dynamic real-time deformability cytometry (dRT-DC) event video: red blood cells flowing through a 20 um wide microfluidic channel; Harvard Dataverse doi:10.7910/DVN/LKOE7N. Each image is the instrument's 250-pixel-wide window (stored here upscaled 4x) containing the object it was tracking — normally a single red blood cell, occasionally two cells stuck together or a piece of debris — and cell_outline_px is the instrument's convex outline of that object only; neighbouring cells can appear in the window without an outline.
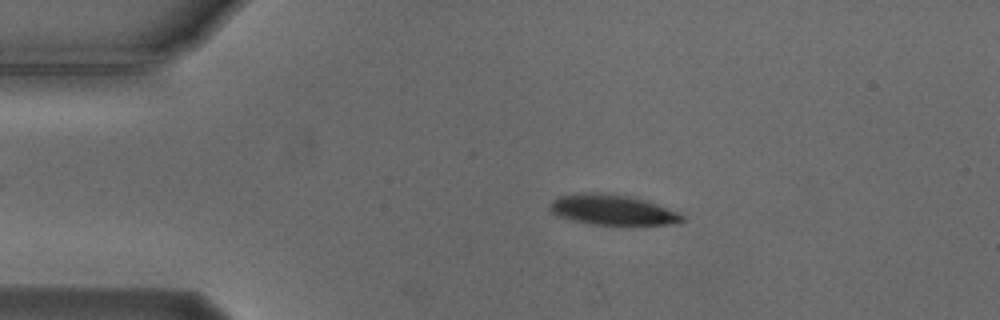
{"species": "Egyptian fruit bat (a non-hibernating species)", "species_latin": "Rousettus aegyptiacus", "temperature_condition": "cold", "stored_images_in_passage": 54, "camera_frame_rate_fps": 3000, "um_per_image_px": 0.085, "animal": {"sex": "male"}, "frame": {"image": 1, "passage_image": 10, "time_ms": 3.0, "image_size_px": [1000, 320], "cell_outline_px": [[684, 220], [680, 224], [592, 224], [572, 220], [556, 216], [548, 208], [552, 200], [560, 196], [592, 192], [624, 196], [644, 200], [680, 212], [684, 216]], "centroid_in_image_um": [52.06, 17.85], "position_along_channel_um": 32.9, "area_um2": 22.95}}
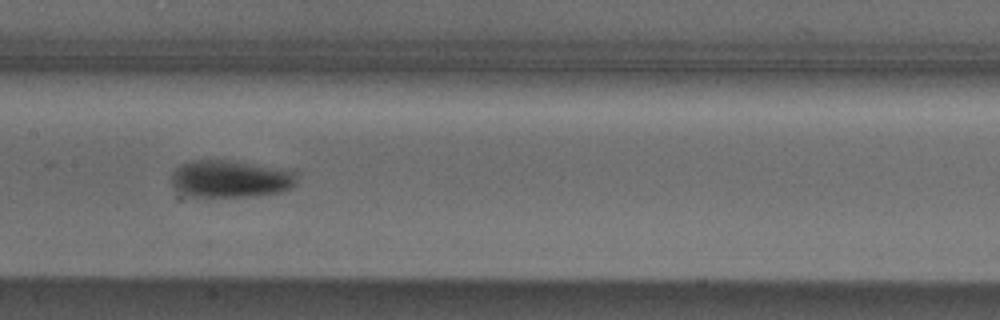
{"frame": {"image": 2, "passage_image": 26, "time_ms": 8.333, "image_size_px": [1000, 320], "cell_outline_px": [[296, 184], [292, 188], [280, 192], [256, 196], [188, 196], [172, 188], [172, 172], [180, 164], [192, 160], [228, 160], [292, 172], [296, 176]], "centroid_in_image_um": [19.5, 15.22], "position_along_channel_um": 187.9, "area_um2": 26.82}}
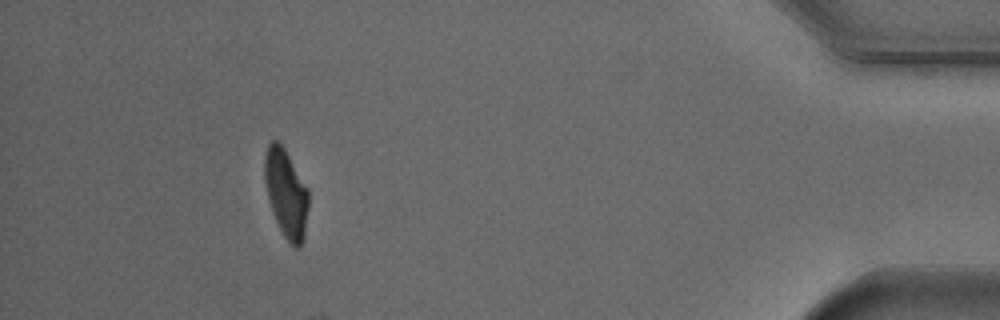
{"frame": {"image": 3, "passage_image": 49, "time_ms": 16.0, "image_size_px": [1000, 320], "cell_outline_px": [[308, 208], [304, 240], [300, 248], [296, 248], [284, 236], [272, 212], [268, 200], [264, 180], [264, 156], [268, 144], [272, 140], [276, 140], [284, 148], [308, 188]], "centroid_in_image_um": [24.31, 16.43], "position_along_channel_um": 410.9, "area_um2": 22.6}, "authors_computed_cell_mechanics": {"area_um2": 23.6113, "velocity_mm_per_s": 3.732, "shape_relaxation_time_tau1_ms": 2.0923, "shape_relaxation_time_tau2_ms": null, "deformation_change_tau1": 0.1403, "deformation_change_tau2": null}}